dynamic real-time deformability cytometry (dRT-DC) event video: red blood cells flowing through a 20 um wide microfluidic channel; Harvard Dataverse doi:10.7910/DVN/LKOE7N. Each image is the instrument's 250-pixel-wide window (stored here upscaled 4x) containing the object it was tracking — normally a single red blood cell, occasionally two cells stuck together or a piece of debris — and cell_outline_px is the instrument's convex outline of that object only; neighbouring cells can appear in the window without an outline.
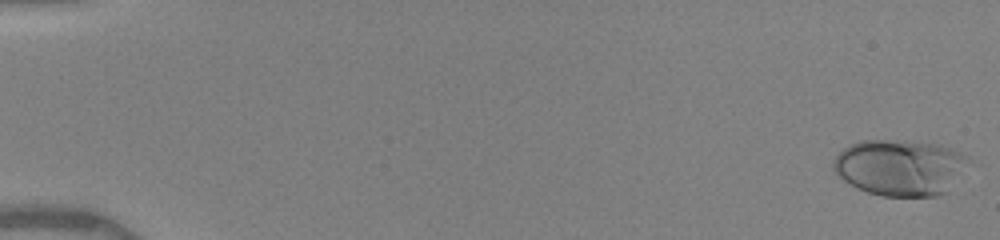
{"species": "human", "species_latin": "Homo sapiens", "temperature_condition": "warm", "stored_images_in_passage": 47, "camera_frame_rate_fps": 3000, "um_per_image_px": 0.085, "donor": {"sex": "female"}, "frame": {"image": 1, "passage_image": 1, "time_ms": 0.0, "image_size_px": [1000, 240], "cell_outline_px": [[972, 160], [948, 192], [936, 196], [880, 196], [856, 188], [844, 180], [832, 168], [832, 164], [836, 156], [848, 144], [860, 140], [904, 140], [940, 144], [960, 152], [968, 156]], "centroid_in_image_um": [76.54, 14.22], "position_along_channel_um": 8.5, "area_um2": 44.74}}
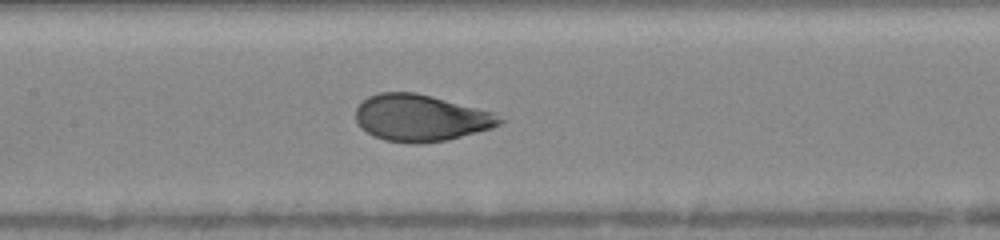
{"frame": {"image": 2, "passage_image": 23, "time_ms": 8.333, "image_size_px": [1000, 240], "cell_outline_px": [[504, 120], [500, 124], [492, 128], [448, 140], [420, 144], [408, 144], [384, 140], [372, 136], [360, 128], [356, 120], [356, 108], [368, 96], [380, 92], [416, 92], [496, 112]], "centroid_in_image_um": [35.77, 10.03], "position_along_channel_um": 171.6, "area_um2": 39.65}}
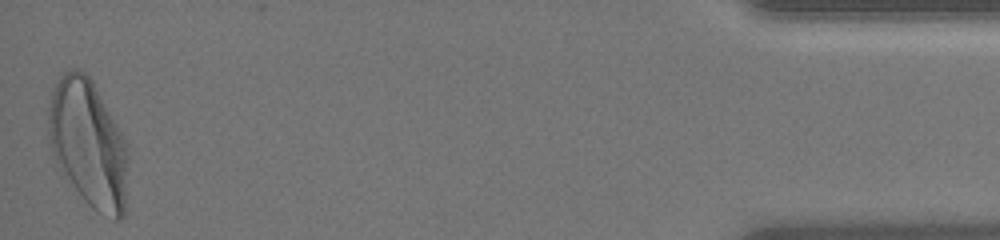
{"frame": {"image": 3, "passage_image": 47, "time_ms": 16.667, "image_size_px": [1000, 240], "cell_outline_px": [[128, 160], [124, 216], [120, 220], [116, 220], [92, 208], [84, 200], [56, 160], [48, 136], [48, 112], [52, 88], [60, 72], [76, 68], [84, 72], [92, 80], [124, 136], [128, 148]], "centroid_in_image_um": [7.52, 12.15], "position_along_channel_um": 427.7, "area_um2": 58.84}, "authors_computed_cell_mechanics": {"area_um2": 39.7664, "velocity_mm_per_s": 3.9899, "shape_relaxation_time_tau1_ms": 2.7406, "shape_relaxation_time_tau2_ms": null, "deformation_change_tau1": 0.1855, "deformation_change_tau2": null}}